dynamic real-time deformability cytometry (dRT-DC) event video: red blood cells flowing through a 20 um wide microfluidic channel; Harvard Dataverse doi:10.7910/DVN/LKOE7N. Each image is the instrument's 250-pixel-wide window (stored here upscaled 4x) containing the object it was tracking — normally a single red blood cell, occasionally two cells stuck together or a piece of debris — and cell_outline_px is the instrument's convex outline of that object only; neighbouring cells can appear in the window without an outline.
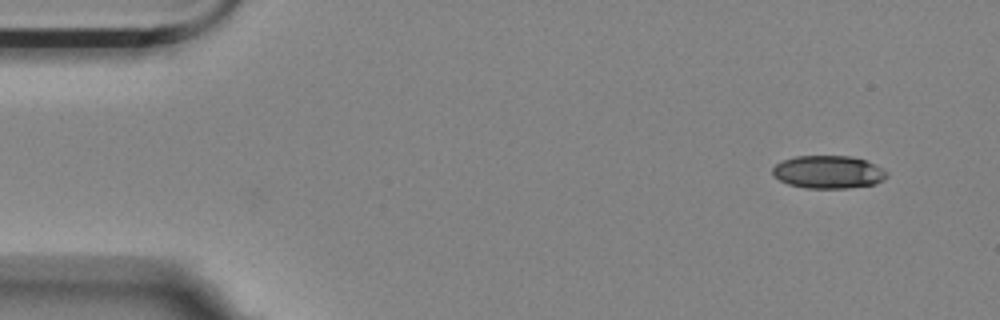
{"species": "Egyptian fruit bat (a non-hibernating species)", "species_latin": "Rousettus aegyptiacus", "temperature_condition": "room temperature", "stored_images_in_passage": 49, "camera_frame_rate_fps": 3000, "um_per_image_px": 0.085, "animal": {"sex": "female"}, "frame": {"image": 1, "passage_image": 1, "time_ms": 0.0, "image_size_px": [1000, 320], "cell_outline_px": [[888, 176], [884, 180], [876, 184], [848, 188], [808, 188], [788, 184], [780, 180], [772, 172], [772, 168], [776, 164], [784, 160], [796, 156], [852, 156], [868, 160], [876, 164], [888, 172]], "centroid_in_image_um": [70.47, 14.62], "position_along_channel_um": 14.5, "area_um2": 22.02}}
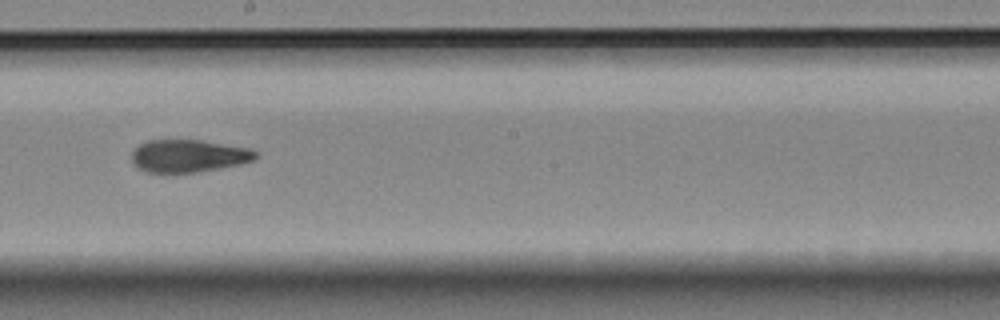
{"frame": {"image": 2, "passage_image": 28, "time_ms": 9.0, "image_size_px": [1000, 320], "cell_outline_px": [[256, 156], [252, 160], [236, 164], [196, 172], [148, 172], [140, 168], [132, 160], [132, 152], [140, 144], [148, 140], [200, 140], [248, 148], [256, 152]], "centroid_in_image_um": [15.98, 13.23], "position_along_channel_um": 232.2, "area_um2": 22.83}}
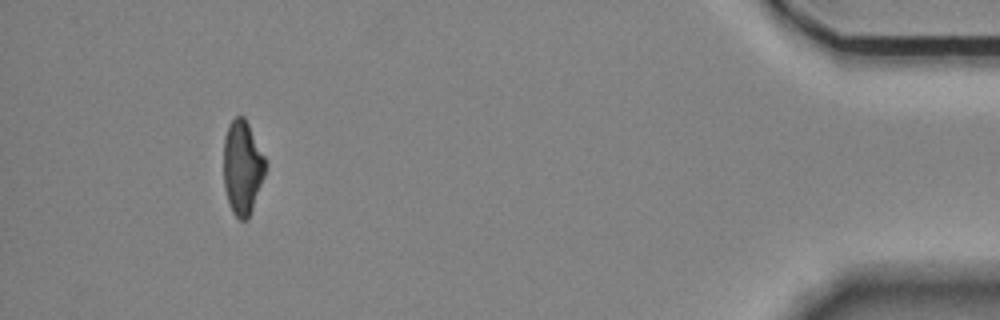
{"frame": {"image": 3, "passage_image": 49, "time_ms": 16.0, "image_size_px": [1000, 320], "cell_outline_px": [[268, 164], [264, 176], [252, 208], [248, 216], [244, 220], [240, 220], [232, 212], [224, 188], [224, 136], [228, 124], [236, 116], [244, 116]], "centroid_in_image_um": [20.6, 14.2], "position_along_channel_um": 414.6, "area_um2": 22.72}, "authors_computed_cell_mechanics": {"area_um2": 23.9292, "velocity_mm_per_s": 3.5405, "shape_relaxation_time_tau1_ms": 7.3525, "shape_relaxation_time_tau2_ms": 4.6162, "deformation_change_tau1": 0.2102, "deformation_change_tau2": 0.0897}}